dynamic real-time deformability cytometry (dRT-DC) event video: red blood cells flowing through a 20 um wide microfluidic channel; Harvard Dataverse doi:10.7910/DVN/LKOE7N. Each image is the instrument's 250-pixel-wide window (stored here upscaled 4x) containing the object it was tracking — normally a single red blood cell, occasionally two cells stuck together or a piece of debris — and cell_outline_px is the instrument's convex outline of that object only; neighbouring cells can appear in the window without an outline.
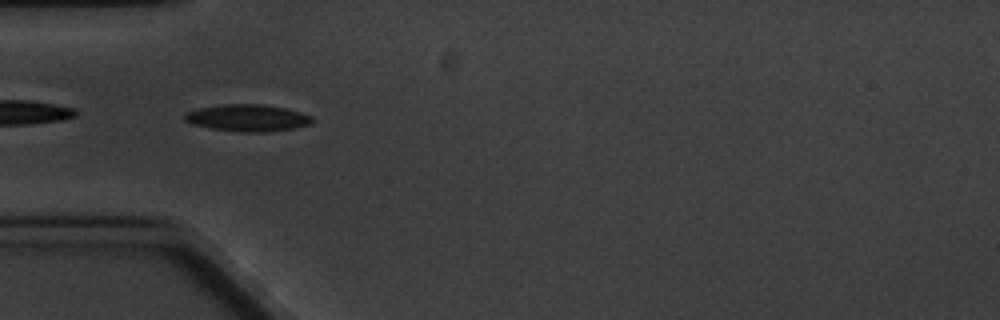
{"species": "common noctule bat (a hibernating species)", "species_latin": "Nyctalus noctula", "temperature_condition": "cold", "stored_images_in_passage": 8, "camera_frame_rate_fps": 3000, "um_per_image_px": 0.085, "animal": {"sex": "male", "body_mass_g": 20.1, "forearm_length_mm": 53.5}, "frame": {"image": 1, "passage_image": 6, "time_ms": 5.667, "image_size_px": [1000, 320], "cell_outline_px": [[312, 124], [292, 128], [264, 132], [244, 132], [212, 128], [192, 124], [184, 120], [184, 116], [188, 112], [200, 108], [224, 104], [256, 104], [284, 108], [300, 112], [312, 116]], "centroid_in_image_um": [21.05, 10.02], "position_along_channel_um": 63.9, "area_um2": 19.59}}